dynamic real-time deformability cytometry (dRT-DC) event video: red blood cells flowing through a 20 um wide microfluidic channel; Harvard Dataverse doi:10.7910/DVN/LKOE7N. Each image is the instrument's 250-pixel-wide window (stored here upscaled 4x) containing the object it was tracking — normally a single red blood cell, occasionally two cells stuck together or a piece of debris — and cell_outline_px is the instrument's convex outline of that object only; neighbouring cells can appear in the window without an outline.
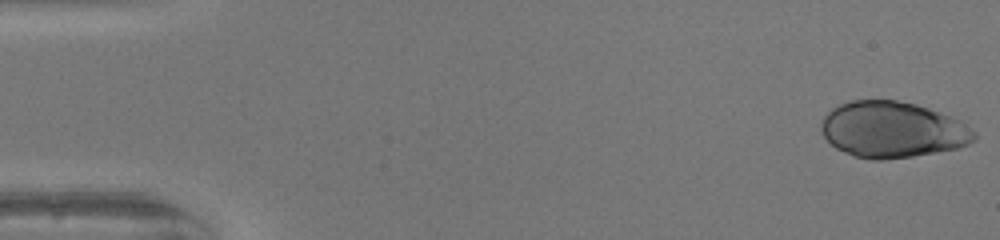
{"species": "human", "species_latin": "Homo sapiens", "temperature_condition": "warm", "stored_images_in_passage": 50, "camera_frame_rate_fps": 3000, "um_per_image_px": 0.085, "donor": {"sex": "female"}, "frame": {"image": 1, "passage_image": 1, "time_ms": 0.0, "image_size_px": [1000, 240], "cell_outline_px": [[976, 140], [960, 148], [912, 156], [884, 160], [872, 160], [852, 156], [836, 148], [824, 136], [820, 128], [820, 124], [824, 116], [832, 108], [840, 104], [852, 100], [896, 100], [916, 104], [940, 112], [960, 120], [976, 132]], "centroid_in_image_um": [75.86, 11.03], "position_along_channel_um": 9.1, "area_um2": 50.23}}
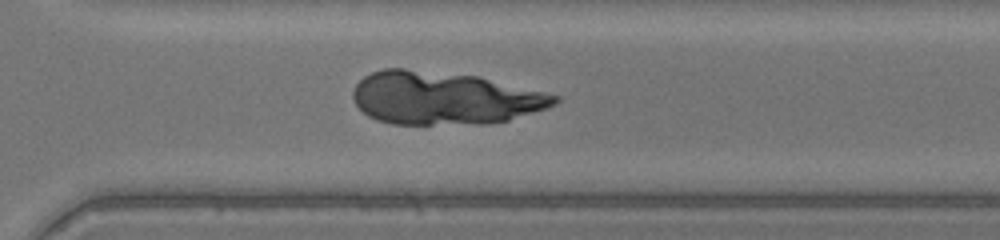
{"frame": {"image": 2, "passage_image": 36, "time_ms": 11.667, "image_size_px": [1000, 240], "cell_outline_px": [[560, 100], [556, 104], [548, 108], [508, 120], [484, 124], [392, 124], [368, 116], [356, 104], [352, 96], [352, 92], [356, 84], [364, 76], [372, 72], [384, 68], [404, 68], [476, 76], [544, 92], [560, 96]], "centroid_in_image_um": [37.75, 8.34], "position_along_channel_um": 332.9, "area_um2": 61.9}}
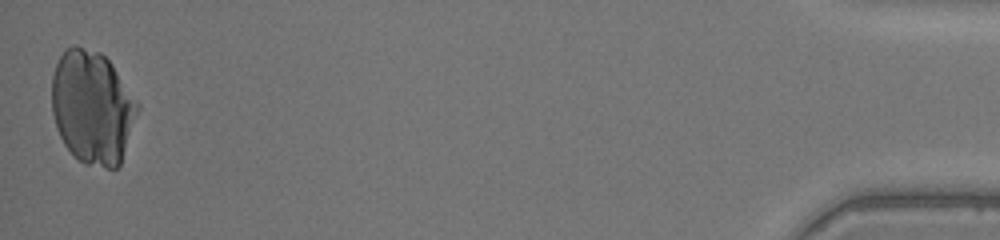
{"frame": {"image": 3, "passage_image": 50, "time_ms": 16.333, "image_size_px": [1000, 240], "cell_outline_px": [[140, 108], [120, 164], [116, 168], [104, 168], [84, 164], [64, 144], [56, 128], [52, 112], [52, 76], [56, 64], [60, 56], [72, 44], [76, 44], [100, 52], [112, 64], [140, 104]], "centroid_in_image_um": [7.86, 9.11], "position_along_channel_um": 427.3, "area_um2": 56.88}}